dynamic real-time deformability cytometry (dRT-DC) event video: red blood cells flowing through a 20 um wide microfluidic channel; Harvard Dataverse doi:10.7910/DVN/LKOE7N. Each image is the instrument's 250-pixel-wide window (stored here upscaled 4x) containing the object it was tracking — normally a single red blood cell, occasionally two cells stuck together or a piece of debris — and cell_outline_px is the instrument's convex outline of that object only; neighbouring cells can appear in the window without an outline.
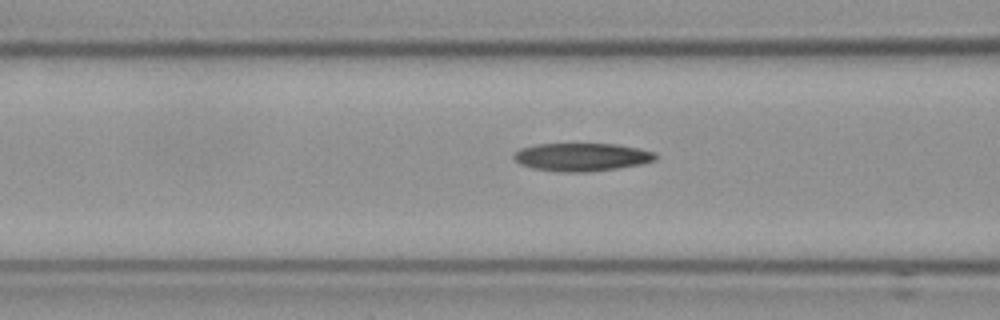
{"species": "Egyptian fruit bat (a non-hibernating species)", "species_latin": "Rousettus aegyptiacus", "temperature_condition": "cold", "stored_images_in_passage": 8, "camera_frame_rate_fps": 3000, "um_per_image_px": 0.085, "frame": {"image": 1, "passage_image": 6, "time_ms": 1.667, "image_size_px": [1000, 320], "cell_outline_px": [[656, 160], [640, 164], [616, 168], [588, 172], [560, 172], [532, 168], [520, 164], [512, 156], [520, 148], [536, 144], [616, 144], [656, 152]], "centroid_in_image_um": [49.43, 13.35], "position_along_channel_um": 117.2, "area_um2": 23.06}}